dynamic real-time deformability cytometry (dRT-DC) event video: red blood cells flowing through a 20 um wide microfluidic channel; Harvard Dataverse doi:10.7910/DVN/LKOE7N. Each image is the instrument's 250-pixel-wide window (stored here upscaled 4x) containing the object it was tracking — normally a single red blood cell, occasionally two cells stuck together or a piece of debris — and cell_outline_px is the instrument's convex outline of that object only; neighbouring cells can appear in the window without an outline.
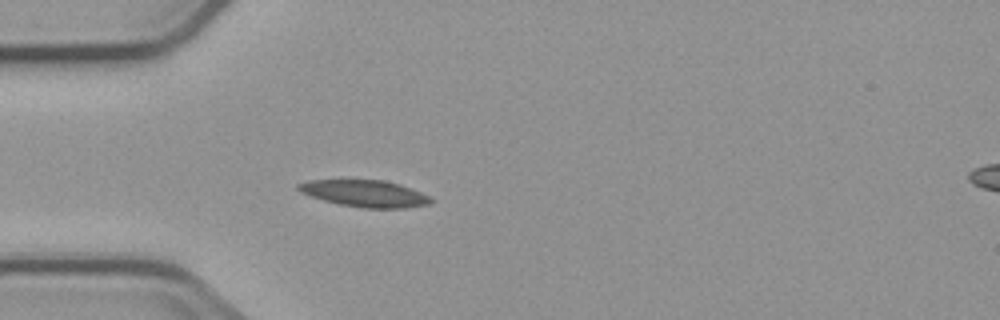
{"species": "common noctule bat (a hibernating species)", "species_latin": "Nyctalus noctula", "temperature_condition": "cold", "stored_images_in_passage": 4, "camera_frame_rate_fps": 3000, "um_per_image_px": 0.085, "animal": {"sex": "male", "body_mass_g": 23.1, "forearm_length_mm": 52.7}, "frame": {"image": 1, "passage_image": 4, "time_ms": 3.333, "image_size_px": [1000, 320], "cell_outline_px": [[436, 200], [432, 204], [404, 208], [364, 208], [340, 204], [324, 200], [300, 192], [296, 188], [296, 184], [308, 180], [384, 180], [400, 184], [420, 192]], "centroid_in_image_um": [31.04, 16.45], "position_along_channel_um": 54.0, "area_um2": 20.69}}